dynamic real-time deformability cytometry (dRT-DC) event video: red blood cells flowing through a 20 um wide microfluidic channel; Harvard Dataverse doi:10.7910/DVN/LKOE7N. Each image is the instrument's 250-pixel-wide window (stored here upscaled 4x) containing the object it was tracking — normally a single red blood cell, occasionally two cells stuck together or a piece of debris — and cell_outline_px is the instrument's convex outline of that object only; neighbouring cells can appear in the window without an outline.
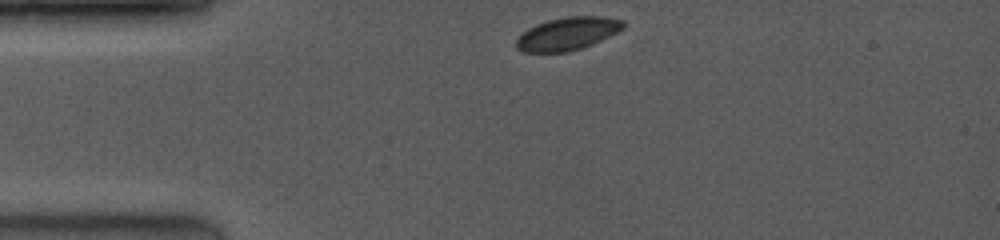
{"species": "common noctule bat (a hibernating species)", "species_latin": "Nyctalus noctula", "temperature_condition": "room temperature", "stored_images_in_passage": 45, "camera_frame_rate_fps": 4000, "um_per_image_px": 0.085, "animal": {"sex": "female", "body_mass_g": 19.0, "forearm_length_mm": 53.3}, "frame": {"image": 1, "passage_image": 1, "time_ms": 0.0, "image_size_px": [1000, 240], "cell_outline_px": [[624, 28], [592, 44], [568, 52], [524, 52], [516, 48], [516, 40], [528, 28], [536, 24], [548, 20], [564, 16], [604, 16], [624, 20]], "centroid_in_image_um": [48.24, 2.85], "position_along_channel_um": 36.8, "area_um2": 20.4}}
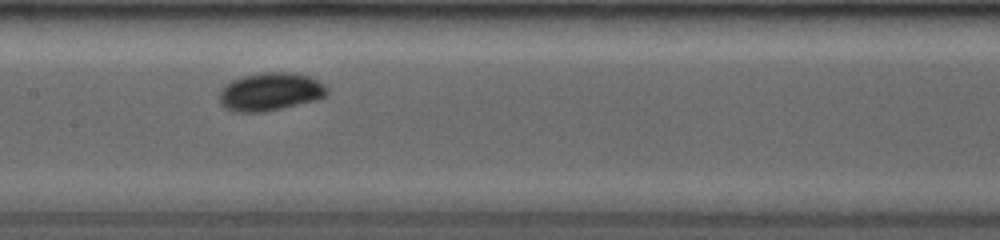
{"frame": {"image": 2, "passage_image": 19, "time_ms": 4.5, "image_size_px": [1000, 240], "cell_outline_px": [[328, 96], [320, 100], [264, 112], [232, 112], [224, 108], [220, 104], [220, 92], [228, 84], [236, 80], [248, 76], [276, 72], [284, 72], [304, 76], [316, 80], [328, 88]], "centroid_in_image_um": [23.02, 7.86], "position_along_channel_um": 184.4, "area_um2": 23.41}}
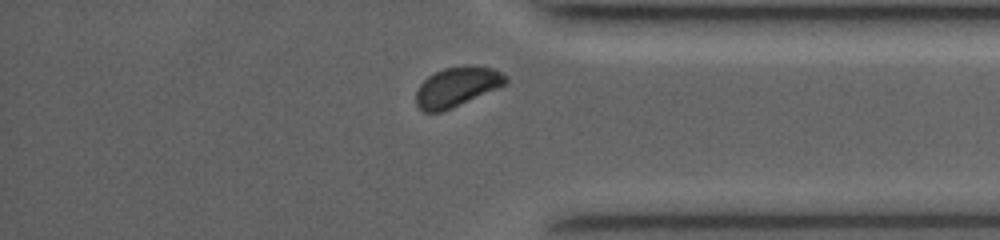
{"frame": {"image": 3, "passage_image": 40, "time_ms": 9.75, "image_size_px": [1000, 240], "cell_outline_px": [[508, 80], [504, 84], [496, 88], [452, 108], [440, 112], [424, 112], [416, 104], [416, 92], [420, 84], [428, 76], [444, 68], [468, 64], [492, 68], [508, 76]], "centroid_in_image_um": [38.82, 7.36], "position_along_channel_um": 396.4, "area_um2": 20.52}}